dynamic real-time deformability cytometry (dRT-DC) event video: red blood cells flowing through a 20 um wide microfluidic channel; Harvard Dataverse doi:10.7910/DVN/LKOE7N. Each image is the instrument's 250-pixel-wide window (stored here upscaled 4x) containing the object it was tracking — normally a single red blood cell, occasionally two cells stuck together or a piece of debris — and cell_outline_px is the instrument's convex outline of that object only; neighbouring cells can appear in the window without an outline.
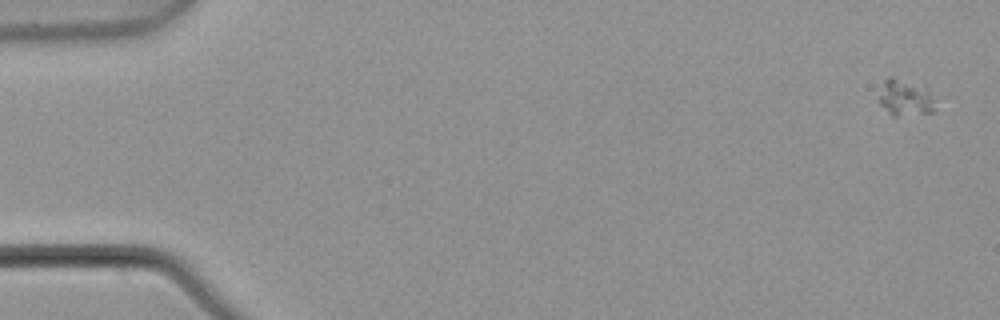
{"species": "common noctule bat (a hibernating species)", "species_latin": "Nyctalus noctula", "temperature_condition": "warm", "stored_images_in_passage": 5, "camera_frame_rate_fps": 3000, "um_per_image_px": 0.085, "animal": {"sex": "male", "body_mass_g": 21.5, "forearm_length_mm": 52.0}, "frame": {"image": 1, "passage_image": 1, "time_ms": 0.0, "image_size_px": [1000, 320], "cell_outline_px": [[932, 112], [896, 116], [892, 116], [880, 104], [880, 96], [884, 80], [888, 76], [892, 76], [928, 88], [932, 100]], "centroid_in_image_um": [76.9, 8.29], "position_along_channel_um": 8.1, "area_um2": 11.5}}
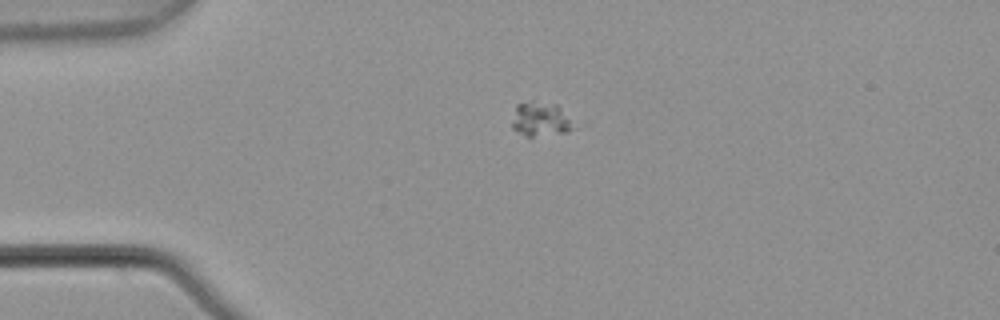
{"frame": {"image": 2, "passage_image": 4, "time_ms": 1.0, "image_size_px": [1000, 320], "cell_outline_px": [[576, 124], [572, 128], [564, 132], [532, 136], [524, 136], [512, 128], [512, 124], [516, 104], [556, 104]], "centroid_in_image_um": [45.95, 10.18], "position_along_channel_um": 39.0, "area_um2": 11.62}}